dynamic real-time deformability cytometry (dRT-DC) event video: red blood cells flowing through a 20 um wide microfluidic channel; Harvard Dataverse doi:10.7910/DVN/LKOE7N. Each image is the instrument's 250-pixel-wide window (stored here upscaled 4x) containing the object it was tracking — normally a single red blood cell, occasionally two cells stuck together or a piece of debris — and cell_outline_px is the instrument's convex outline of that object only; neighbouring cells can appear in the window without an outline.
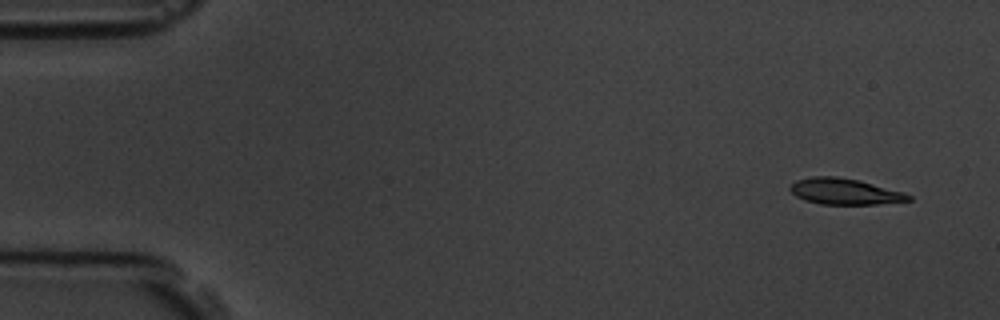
{"species": "common noctule bat (a hibernating species)", "species_latin": "Nyctalus noctula", "temperature_condition": "room temperature", "stored_images_in_passage": 4, "camera_frame_rate_fps": 3000, "um_per_image_px": 0.085, "animal": {"sex": "male", "body_mass_g": 19.5, "forearm_length_mm": 54.6}, "frame": {"image": 1, "passage_image": 1, "time_ms": 0.0, "image_size_px": [1000, 320], "cell_outline_px": [[912, 200], [876, 204], [820, 204], [804, 200], [796, 196], [788, 188], [796, 180], [812, 176], [836, 176], [860, 180], [904, 192], [912, 196]], "centroid_in_image_um": [71.79, 16.27], "position_along_channel_um": 13.2, "area_um2": 18.03}}